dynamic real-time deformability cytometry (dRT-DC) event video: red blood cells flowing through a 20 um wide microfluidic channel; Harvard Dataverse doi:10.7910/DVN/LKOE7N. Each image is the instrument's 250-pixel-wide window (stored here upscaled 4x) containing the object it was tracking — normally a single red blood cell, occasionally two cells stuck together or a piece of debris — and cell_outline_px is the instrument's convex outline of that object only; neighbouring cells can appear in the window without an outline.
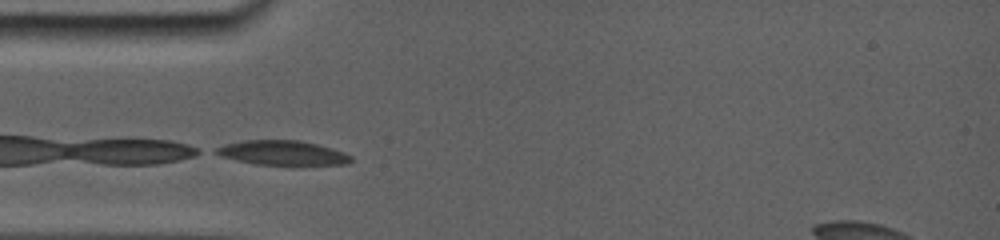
{"species": "common noctule bat (a hibernating species)", "species_latin": "Nyctalus noctula", "temperature_condition": "room temperature", "stored_images_in_passage": 2, "camera_frame_rate_fps": 5000, "um_per_image_px": 0.085, "animal": {"sex": "female", "body_mass_g": 19.0, "forearm_length_mm": 56.7}, "frame": {"image": 1, "passage_image": 1, "time_ms": 0.0, "image_size_px": [1000, 240], "cell_outline_px": [[352, 160], [348, 164], [292, 168], [256, 164], [220, 156], [212, 152], [216, 148], [228, 144], [248, 140], [296, 140], [316, 144], [352, 156]], "centroid_in_image_um": [24.06, 13.06], "position_along_channel_um": 60.9, "area_um2": 19.94}}